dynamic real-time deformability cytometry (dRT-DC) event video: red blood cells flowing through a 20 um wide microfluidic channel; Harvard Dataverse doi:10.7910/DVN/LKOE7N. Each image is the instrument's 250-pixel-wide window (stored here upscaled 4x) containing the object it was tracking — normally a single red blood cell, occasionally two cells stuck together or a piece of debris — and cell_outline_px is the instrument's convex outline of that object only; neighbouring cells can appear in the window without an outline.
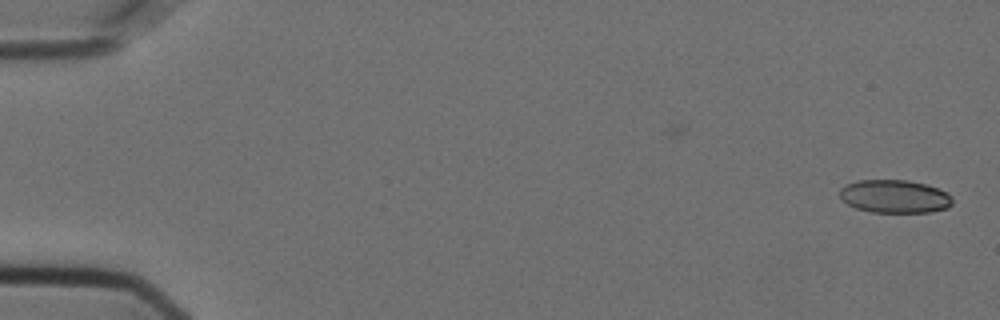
{"species": "Egyptian fruit bat (a non-hibernating species)", "species_latin": "Rousettus aegyptiacus", "temperature_condition": "cold", "stored_images_in_passage": 56, "camera_frame_rate_fps": 3000, "um_per_image_px": 0.085, "animal": {"sex": "female"}, "frame": {"image": 1, "passage_image": 1, "time_ms": 0.0, "image_size_px": [1000, 320], "cell_outline_px": [[952, 204], [948, 208], [932, 212], [872, 212], [856, 208], [848, 204], [840, 196], [840, 188], [856, 180], [908, 180], [924, 184], [948, 192], [952, 196]], "centroid_in_image_um": [76.07, 16.7], "position_along_channel_um": 8.9, "area_um2": 21.73}}
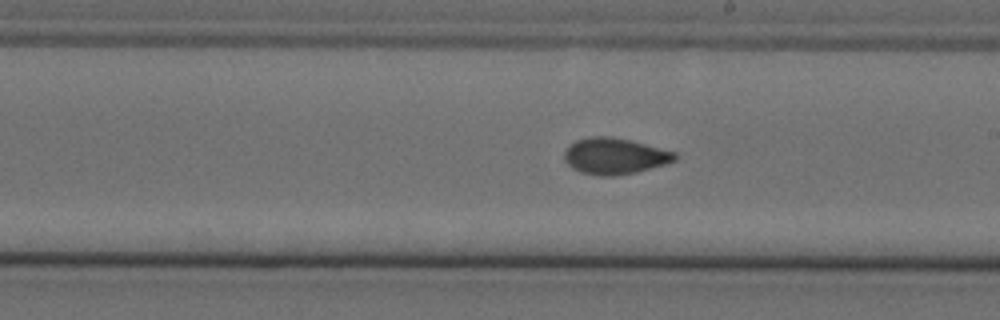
{"frame": {"image": 2, "passage_image": 32, "time_ms": 10.333, "image_size_px": [1000, 320], "cell_outline_px": [[680, 156], [676, 160], [664, 164], [636, 172], [612, 176], [600, 176], [580, 172], [572, 168], [564, 160], [564, 152], [576, 140], [588, 136], [612, 136], [676, 152]], "centroid_in_image_um": [52.24, 13.27], "position_along_channel_um": 236.8, "area_um2": 23.24}}
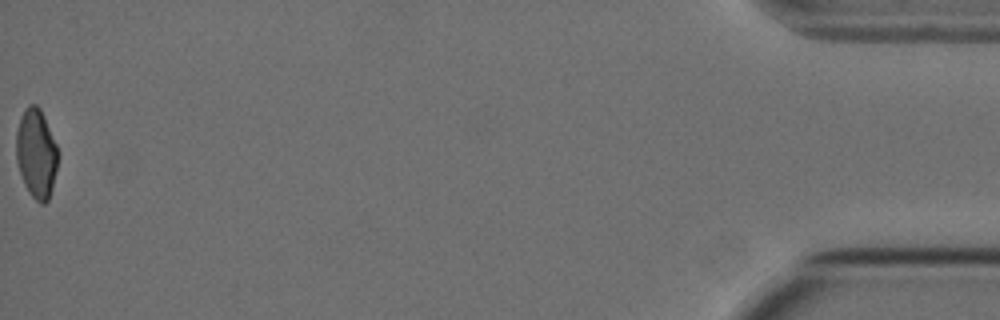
{"frame": {"image": 3, "passage_image": 56, "time_ms": 18.333, "image_size_px": [1000, 320], "cell_outline_px": [[60, 152], [52, 188], [48, 200], [44, 204], [40, 204], [28, 192], [24, 184], [16, 160], [16, 132], [20, 116], [24, 108], [28, 104], [36, 104], [40, 108], [44, 116]], "centroid_in_image_um": [3.09, 13.02], "position_along_channel_um": 432.1, "area_um2": 22.02}, "authors_computed_cell_mechanics": {"area_um2": 22.7443, "velocity_mm_per_s": 3.6196, "shape_relaxation_time_tau1_ms": 10.3592, "shape_relaxation_time_tau2_ms": 1.4981, "deformation_change_tau1": 0.1871, "deformation_change_tau2": 0.0629}}